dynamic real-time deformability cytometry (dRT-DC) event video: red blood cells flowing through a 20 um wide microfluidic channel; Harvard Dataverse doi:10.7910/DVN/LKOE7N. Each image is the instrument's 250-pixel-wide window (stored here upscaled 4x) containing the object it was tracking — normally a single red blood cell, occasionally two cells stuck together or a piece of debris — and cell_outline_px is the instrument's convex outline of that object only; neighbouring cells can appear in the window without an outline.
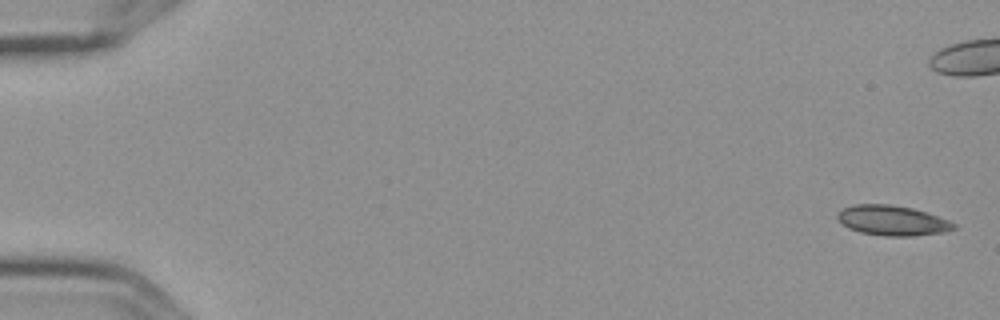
{"species": "Egyptian fruit bat (a non-hibernating species)", "species_latin": "Rousettus aegyptiacus", "temperature_condition": "cold", "stored_images_in_passage": 7, "camera_frame_rate_fps": 3000, "um_per_image_px": 0.085, "frame": {"image": 1, "passage_image": 1, "time_ms": 0.0, "image_size_px": [1000, 320], "cell_outline_px": [[956, 228], [944, 232], [912, 236], [884, 236], [860, 232], [848, 228], [836, 216], [844, 208], [856, 204], [888, 204], [912, 208], [948, 220], [956, 224]], "centroid_in_image_um": [75.86, 18.75], "position_along_channel_um": 9.1, "area_um2": 20.06}}
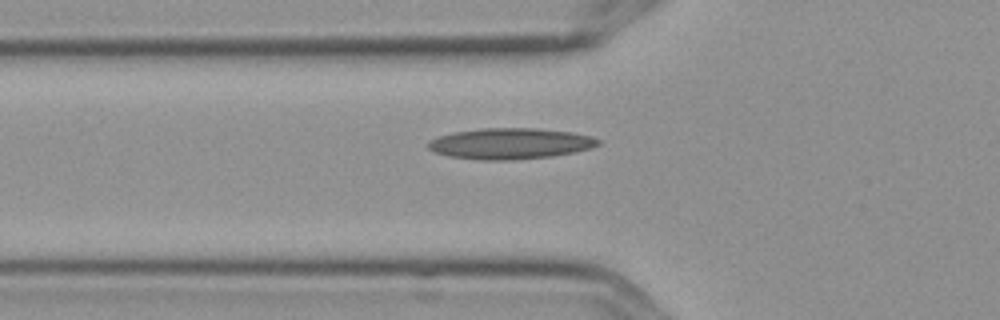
{"frame": {"image": 2, "passage_image": 7, "time_ms": 2.0, "image_size_px": [1000, 320], "cell_outline_px": [[600, 144], [592, 148], [552, 156], [508, 160], [480, 160], [448, 156], [436, 152], [428, 148], [428, 140], [452, 132], [480, 128], [536, 128], [572, 132], [592, 136], [600, 140]], "centroid_in_image_um": [43.37, 12.2], "position_along_channel_um": 82.4, "area_um2": 30.69}}